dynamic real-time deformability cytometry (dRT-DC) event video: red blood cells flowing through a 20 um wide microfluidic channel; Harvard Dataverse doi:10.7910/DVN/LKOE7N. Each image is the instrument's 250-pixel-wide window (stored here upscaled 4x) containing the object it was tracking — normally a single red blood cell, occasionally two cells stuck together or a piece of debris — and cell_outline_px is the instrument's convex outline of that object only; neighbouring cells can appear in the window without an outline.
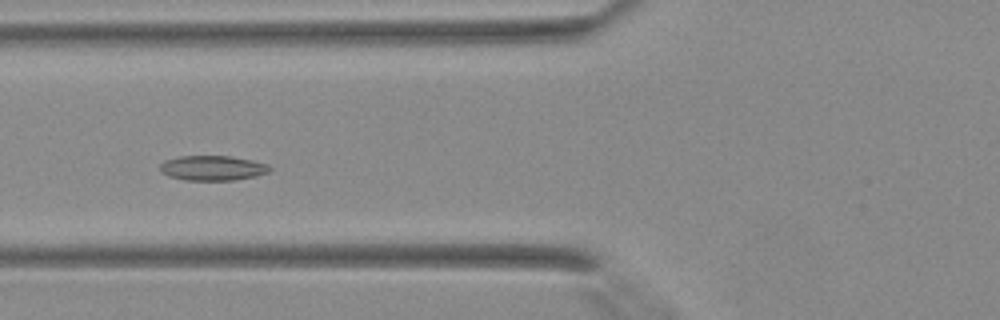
{"species": "Egyptian fruit bat (a non-hibernating species)", "species_latin": "Rousettus aegyptiacus", "temperature_condition": "warm", "stored_images_in_passage": 39, "camera_frame_rate_fps": 3000, "um_per_image_px": 0.085, "animal": {"sex": "female"}, "frame": {"image": 1, "passage_image": 14, "time_ms": 4.333, "image_size_px": [1000, 320], "cell_outline_px": [[272, 168], [268, 172], [256, 176], [236, 180], [184, 180], [168, 176], [160, 172], [160, 164], [164, 160], [180, 156], [232, 156], [252, 160], [268, 164]], "centroid_in_image_um": [18.06, 14.28], "position_along_channel_um": 107.7, "area_um2": 16.07}}
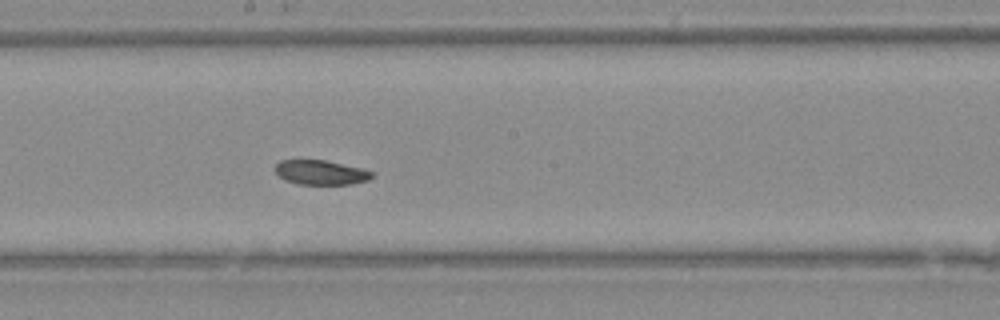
{"frame": {"image": 2, "passage_image": 21, "time_ms": 6.667, "image_size_px": [1000, 320], "cell_outline_px": [[376, 176], [368, 180], [352, 184], [296, 184], [284, 180], [276, 172], [276, 164], [280, 160], [324, 160], [360, 168], [376, 172]], "centroid_in_image_um": [27.31, 14.67], "position_along_channel_um": 220.9, "area_um2": 13.87}}
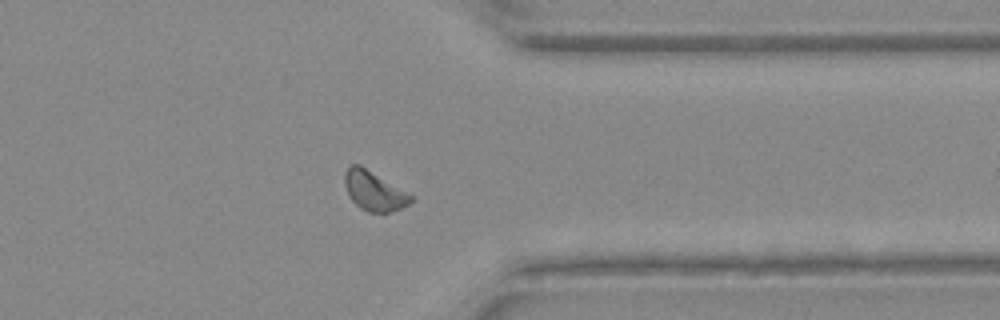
{"frame": {"image": 3, "passage_image": 31, "time_ms": 10.0, "image_size_px": [1000, 320], "cell_outline_px": [[412, 200], [408, 204], [400, 208], [388, 212], [368, 212], [360, 208], [348, 196], [344, 184], [344, 172], [352, 164], [360, 164], [412, 196]], "centroid_in_image_um": [31.73, 16.22], "position_along_channel_um": 379.7, "area_um2": 14.91}}